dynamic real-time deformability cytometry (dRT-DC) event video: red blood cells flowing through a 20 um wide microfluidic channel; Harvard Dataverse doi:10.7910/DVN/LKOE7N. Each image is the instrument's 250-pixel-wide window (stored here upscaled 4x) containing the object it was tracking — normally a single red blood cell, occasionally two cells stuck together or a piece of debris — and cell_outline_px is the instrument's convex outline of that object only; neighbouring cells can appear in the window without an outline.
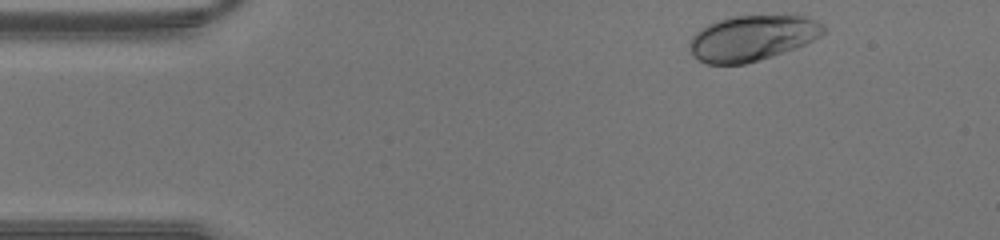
{"species": "human", "species_latin": "Homo sapiens", "temperature_condition": "warm", "stored_images_in_passage": 35, "camera_frame_rate_fps": 3000, "um_per_image_px": 0.085, "donor": {"sex": "male"}, "frame": {"image": 1, "passage_image": 1, "time_ms": 0.0, "image_size_px": [1000, 240], "cell_outline_px": [[828, 32], [796, 48], [772, 56], [744, 64], [704, 64], [692, 56], [688, 52], [688, 44], [692, 36], [700, 28], [716, 20], [732, 16], [796, 12], [816, 20], [824, 24], [828, 28]], "centroid_in_image_um": [63.98, 3.18], "position_along_channel_um": 21.0, "area_um2": 36.99}}
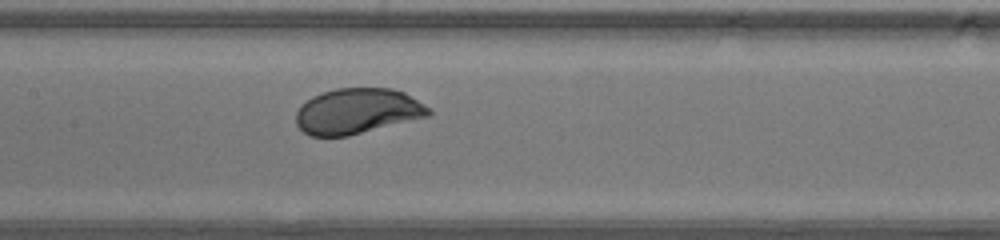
{"frame": {"image": 2, "passage_image": 16, "time_ms": 5.0, "image_size_px": [1000, 240], "cell_outline_px": [[432, 116], [348, 136], [312, 136], [304, 132], [296, 124], [296, 112], [300, 104], [312, 96], [336, 88], [392, 88], [404, 92], [432, 108]], "centroid_in_image_um": [30.41, 9.45], "position_along_channel_um": 177.0, "area_um2": 35.6}}
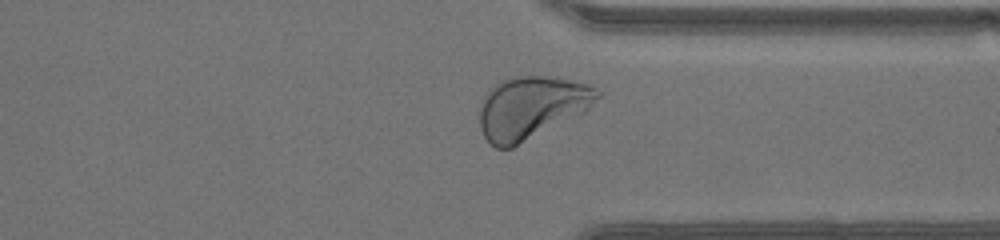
{"frame": {"image": 3, "passage_image": 28, "time_ms": 9.0, "image_size_px": [1000, 240], "cell_outline_px": [[600, 96], [584, 112], [512, 148], [496, 148], [484, 136], [480, 128], [480, 108], [484, 96], [488, 88], [512, 76], [544, 76], [568, 80], [588, 84], [600, 92]], "centroid_in_image_um": [45.13, 9.14], "position_along_channel_um": 366.3, "area_um2": 42.48}}